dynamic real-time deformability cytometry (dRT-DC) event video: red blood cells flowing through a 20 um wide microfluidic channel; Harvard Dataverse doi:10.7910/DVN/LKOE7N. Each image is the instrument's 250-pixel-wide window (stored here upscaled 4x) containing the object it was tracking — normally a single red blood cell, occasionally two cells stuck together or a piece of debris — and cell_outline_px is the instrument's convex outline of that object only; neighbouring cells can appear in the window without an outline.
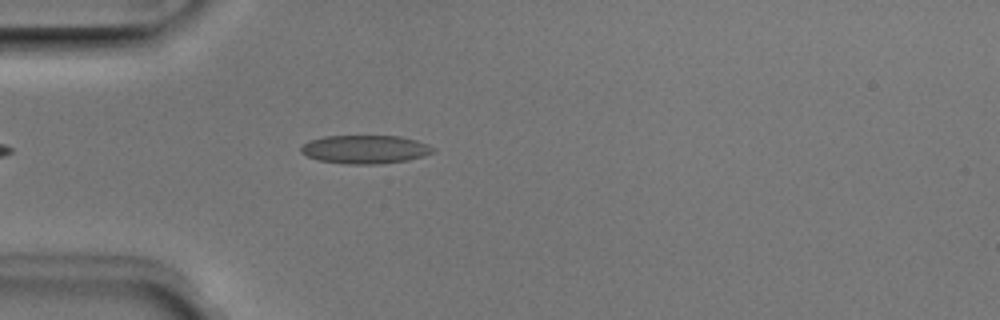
{"species": "Egyptian fruit bat (a non-hibernating species)", "species_latin": "Rousettus aegyptiacus", "temperature_condition": "room temperature", "stored_images_in_passage": 41, "camera_frame_rate_fps": 3000, "um_per_image_px": 0.085, "animal": {"sex": "male"}, "frame": {"image": 1, "passage_image": 5, "time_ms": 1.333, "image_size_px": [1000, 320], "cell_outline_px": [[436, 148], [432, 152], [424, 156], [408, 160], [376, 164], [348, 164], [320, 160], [308, 156], [300, 152], [300, 148], [308, 140], [324, 136], [400, 136], [416, 140], [428, 144]], "centroid_in_image_um": [31.04, 12.69], "position_along_channel_um": 54.0, "area_um2": 21.85}}
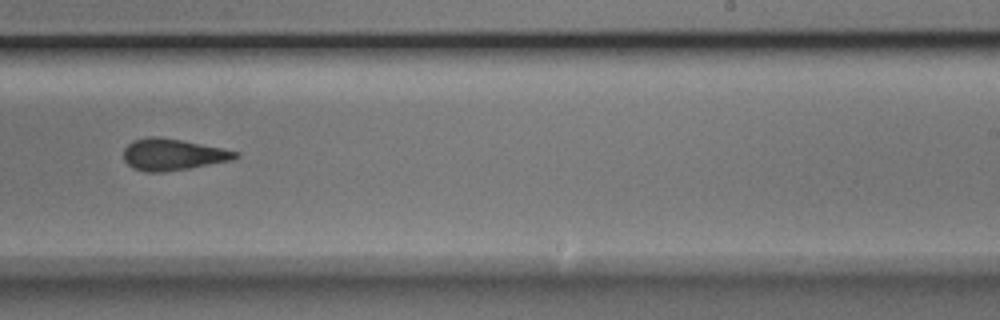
{"frame": {"image": 2, "passage_image": 22, "time_ms": 7.0, "image_size_px": [1000, 320], "cell_outline_px": [[240, 156], [232, 160], [188, 168], [160, 172], [148, 172], [132, 168], [124, 160], [124, 148], [132, 140], [148, 136], [156, 136], [180, 140], [240, 152]], "centroid_in_image_um": [14.65, 13.13], "position_along_channel_um": 274.3, "area_um2": 20.35}}
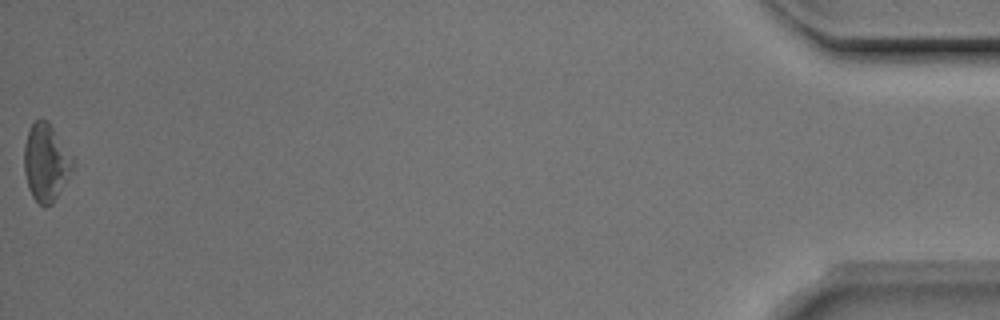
{"frame": {"image": 3, "passage_image": 41, "time_ms": 13.333, "image_size_px": [1000, 320], "cell_outline_px": [[76, 164], [52, 204], [44, 208], [32, 196], [28, 188], [24, 172], [24, 144], [28, 132], [32, 124], [40, 116], [48, 120], [72, 156]], "centroid_in_image_um": [3.9, 13.79], "position_along_channel_um": 431.3, "area_um2": 22.08}, "authors_computed_cell_mechanics": {"area_um2": 20.7502, "velocity_mm_per_s": 4.0339, "shape_relaxation_time_tau1_ms": 9.4291, "shape_relaxation_time_tau2_ms": 3.3553, "deformation_change_tau1": 0.1794, "deformation_change_tau2": 0.0882}}